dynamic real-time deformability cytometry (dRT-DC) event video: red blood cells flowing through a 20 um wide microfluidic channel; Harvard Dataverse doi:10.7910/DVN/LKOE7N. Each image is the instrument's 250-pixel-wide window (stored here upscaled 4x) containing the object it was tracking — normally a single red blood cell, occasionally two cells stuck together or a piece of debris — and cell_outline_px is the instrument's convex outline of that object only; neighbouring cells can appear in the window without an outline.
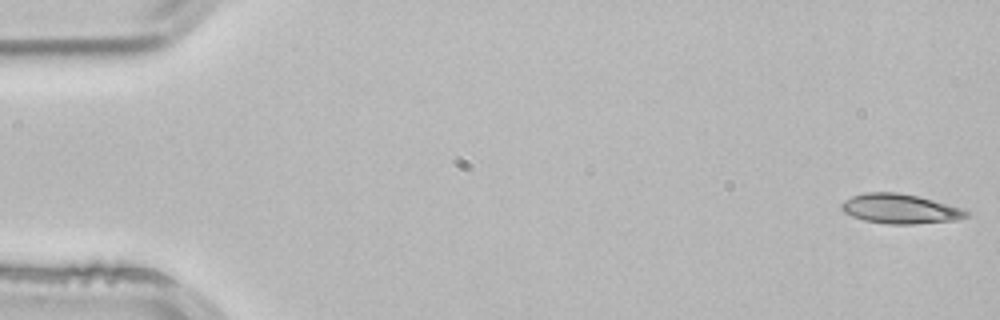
{"species": "common noctule bat (a hibernating species)", "species_latin": "Nyctalus noctula", "temperature_condition": "room temperature", "stored_images_in_passage": 4, "camera_frame_rate_fps": 3000, "um_per_image_px": 0.085, "animal": {"sex": "male", "body_mass_g": 21.5, "forearm_length_mm": 52.0}, "frame": {"image": 1, "passage_image": 1, "time_ms": 0.0, "image_size_px": [1000, 320], "cell_outline_px": [[968, 216], [956, 220], [916, 224], [888, 224], [864, 220], [852, 216], [844, 212], [840, 208], [840, 204], [844, 200], [852, 196], [864, 192], [896, 192], [920, 196], [964, 208], [968, 212]], "centroid_in_image_um": [76.51, 17.74], "position_along_channel_um": 8.5, "area_um2": 21.79}}
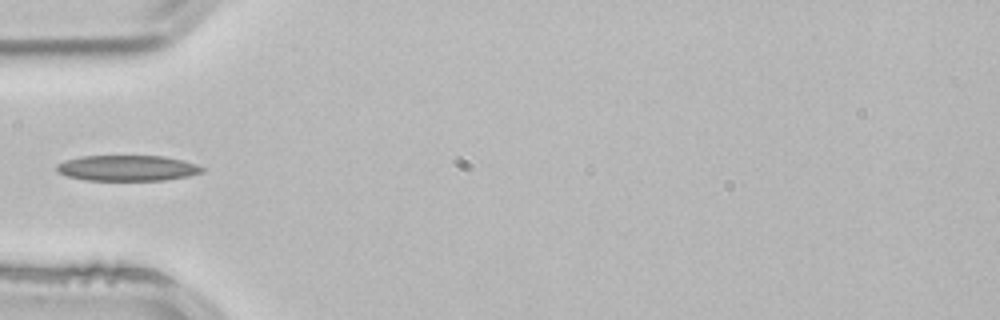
{"frame": {"image": 2, "passage_image": 4, "time_ms": 1.0, "image_size_px": [1000, 320], "cell_outline_px": [[204, 172], [188, 176], [164, 180], [88, 180], [68, 176], [56, 172], [56, 164], [80, 156], [164, 156], [184, 160], [196, 164], [204, 168]], "centroid_in_image_um": [10.85, 14.28], "position_along_channel_um": 74.2, "area_um2": 21.73}}